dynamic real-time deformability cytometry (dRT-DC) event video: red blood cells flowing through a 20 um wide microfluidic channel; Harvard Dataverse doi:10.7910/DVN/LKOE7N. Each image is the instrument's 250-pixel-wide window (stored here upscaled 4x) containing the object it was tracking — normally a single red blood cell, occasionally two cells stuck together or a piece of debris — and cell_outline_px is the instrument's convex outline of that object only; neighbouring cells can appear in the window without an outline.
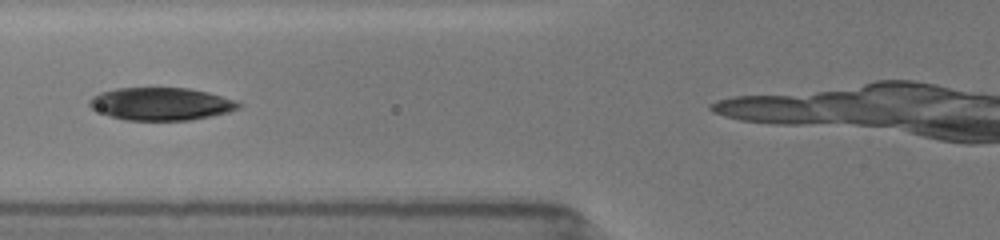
{"species": "common noctule bat (a hibernating species)", "species_latin": "Nyctalus noctula", "temperature_condition": "room temperature", "stored_images_in_passage": 14, "camera_frame_rate_fps": 3000, "um_per_image_px": 0.085, "animal": {"sex": "female", "body_mass_g": 19.5, "forearm_length_mm": 54.1}, "frame": {"image": 1, "passage_image": 10, "time_ms": 2.0, "image_size_px": [1000, 240], "cell_outline_px": [[240, 108], [228, 112], [212, 116], [192, 120], [124, 120], [108, 116], [92, 108], [88, 104], [88, 100], [92, 96], [100, 92], [116, 88], [188, 88], [208, 92], [232, 100], [240, 104]], "centroid_in_image_um": [13.64, 8.83], "position_along_channel_um": 112.2, "area_um2": 28.38}}